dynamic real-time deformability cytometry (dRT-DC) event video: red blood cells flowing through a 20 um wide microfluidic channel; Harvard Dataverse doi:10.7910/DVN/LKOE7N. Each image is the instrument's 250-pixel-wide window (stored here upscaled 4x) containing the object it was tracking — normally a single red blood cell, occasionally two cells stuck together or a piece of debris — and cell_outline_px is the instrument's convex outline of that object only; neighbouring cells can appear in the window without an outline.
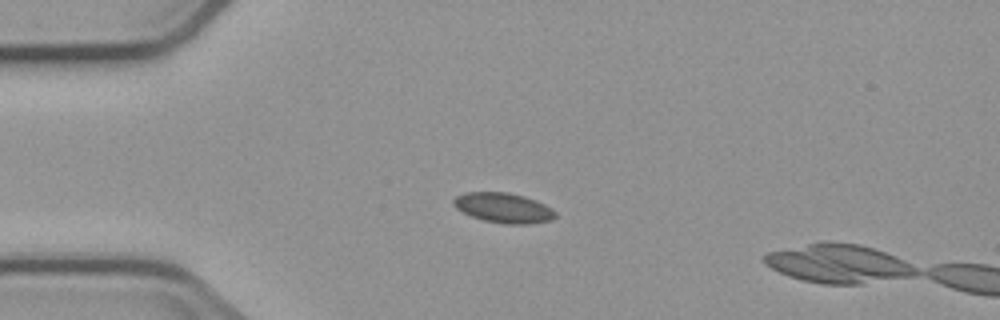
{"species": "common noctule bat (a hibernating species)", "species_latin": "Nyctalus noctula", "temperature_condition": "cold", "stored_images_in_passage": 5, "camera_frame_rate_fps": 3000, "um_per_image_px": 0.085, "animal": {"sex": "male", "body_mass_g": 23.1, "forearm_length_mm": 52.7}, "frame": {"image": 1, "passage_image": 4, "time_ms": 3.667, "image_size_px": [1000, 320], "cell_outline_px": [[556, 216], [552, 220], [528, 224], [504, 224], [484, 220], [472, 216], [456, 208], [452, 204], [452, 200], [456, 196], [464, 192], [508, 192], [524, 196], [536, 200], [552, 208], [556, 212]], "centroid_in_image_um": [42.8, 17.66], "position_along_channel_um": 42.2, "area_um2": 17.86}}